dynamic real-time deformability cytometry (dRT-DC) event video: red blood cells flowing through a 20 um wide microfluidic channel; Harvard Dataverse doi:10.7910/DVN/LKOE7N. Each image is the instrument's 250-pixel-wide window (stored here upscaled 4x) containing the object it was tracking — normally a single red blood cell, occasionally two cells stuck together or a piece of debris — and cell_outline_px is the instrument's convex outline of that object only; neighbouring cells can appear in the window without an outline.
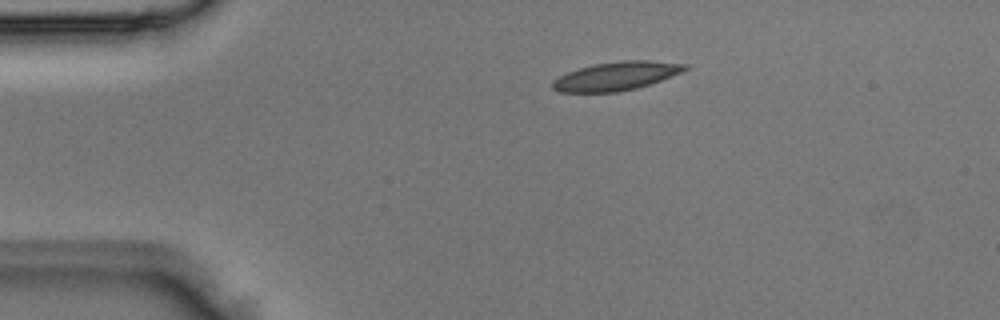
{"species": "Egyptian fruit bat (a non-hibernating species)", "species_latin": "Rousettus aegyptiacus", "temperature_condition": "room temperature", "stored_images_in_passage": 3, "camera_frame_rate_fps": 3000, "um_per_image_px": 0.085, "animal": {"sex": "male"}, "frame": {"image": 1, "passage_image": 1, "time_ms": 0.0, "image_size_px": [1000, 320], "cell_outline_px": [[688, 68], [684, 72], [636, 88], [616, 92], [560, 92], [552, 88], [552, 80], [568, 72], [580, 68], [596, 64], [624, 60], [648, 60], [688, 64]], "centroid_in_image_um": [52.4, 6.46], "position_along_channel_um": 32.6, "area_um2": 21.85}}